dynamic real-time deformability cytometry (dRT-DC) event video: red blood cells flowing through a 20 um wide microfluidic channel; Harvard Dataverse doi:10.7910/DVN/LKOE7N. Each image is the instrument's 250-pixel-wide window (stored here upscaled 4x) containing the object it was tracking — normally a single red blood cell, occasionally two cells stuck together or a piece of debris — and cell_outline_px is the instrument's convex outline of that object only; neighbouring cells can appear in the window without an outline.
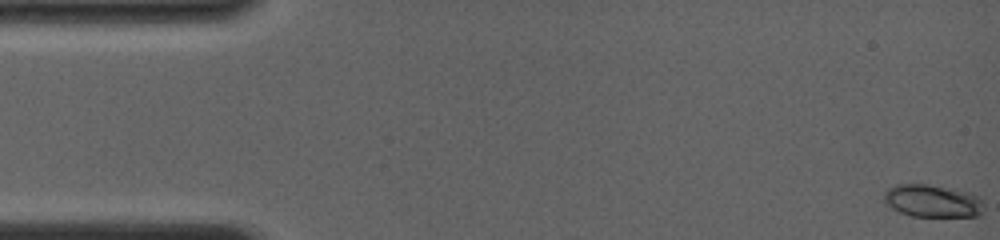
{"species": "common noctule bat (a hibernating species)", "species_latin": "Nyctalus noctula", "temperature_condition": "room temperature", "stored_images_in_passage": 37, "camera_frame_rate_fps": 4000, "um_per_image_px": 0.085, "animal": {"sex": "female", "body_mass_g": 19.0, "forearm_length_mm": 56.7}, "frame": {"image": 1, "passage_image": 1, "time_ms": 0.0, "image_size_px": [1000, 240], "cell_outline_px": [[984, 212], [980, 216], [912, 216], [900, 212], [884, 204], [884, 192], [888, 188], [896, 184], [928, 184], [968, 192], [980, 196], [984, 200]], "centroid_in_image_um": [79.29, 17.08], "position_along_channel_um": 5.7, "area_um2": 19.25}}
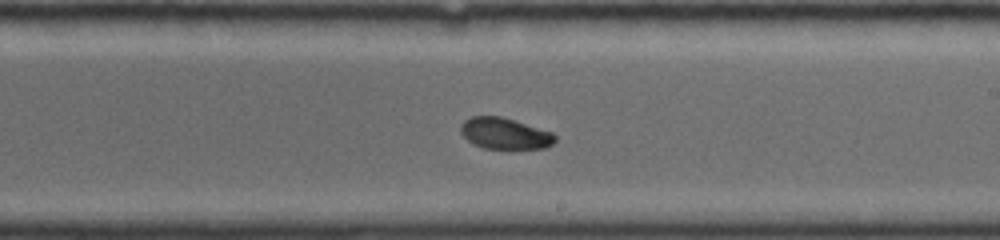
{"frame": {"image": 2, "passage_image": 23, "time_ms": 9.25, "image_size_px": [1000, 240], "cell_outline_px": [[556, 140], [552, 144], [544, 148], [484, 148], [472, 144], [460, 132], [460, 124], [464, 120], [472, 116], [500, 116], [552, 132], [556, 136]], "centroid_in_image_um": [42.88, 11.34], "position_along_channel_um": 246.1, "area_um2": 17.05}}
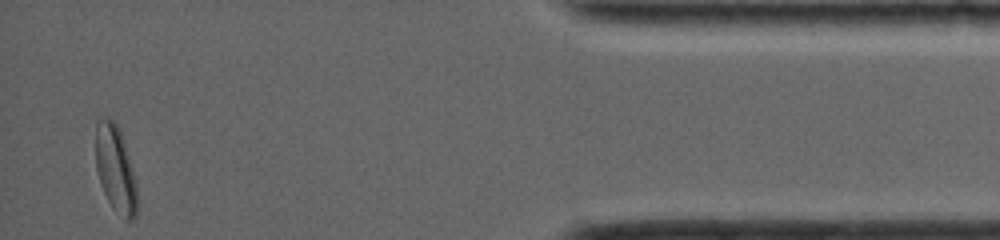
{"frame": {"image": 3, "passage_image": 37, "time_ms": 15.0, "image_size_px": [1000, 240], "cell_outline_px": [[136, 216], [132, 220], [124, 220], [112, 208], [100, 184], [96, 168], [96, 124], [100, 120], [112, 120], [120, 128], [124, 140], [132, 168], [136, 184]], "centroid_in_image_um": [9.82, 14.41], "position_along_channel_um": 425.4, "area_um2": 20.69}, "authors_computed_cell_mechanics": {"area_um2": 18.0336, "velocity_mm_per_s": 4.0235, "shape_relaxation_time_tau1_ms": 7.4267, "shape_relaxation_time_tau2_ms": 3.0049, "deformation_change_tau1": 0.1724, "deformation_change_tau2": 0.062}}